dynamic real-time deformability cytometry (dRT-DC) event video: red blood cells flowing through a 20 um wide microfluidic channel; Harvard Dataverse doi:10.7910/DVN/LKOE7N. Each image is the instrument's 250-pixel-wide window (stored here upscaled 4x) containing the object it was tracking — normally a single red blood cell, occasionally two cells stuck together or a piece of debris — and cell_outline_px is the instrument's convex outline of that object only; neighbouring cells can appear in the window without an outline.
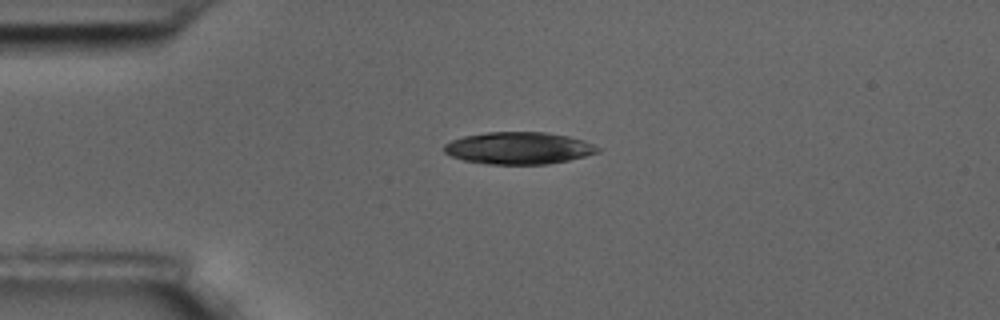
{"species": "common noctule bat (a hibernating species)", "species_latin": "Nyctalus noctula", "temperature_condition": "room temperature", "stored_images_in_passage": 45, "camera_frame_rate_fps": 3000, "um_per_image_px": 0.085, "animal": {"sex": "male", "body_mass_g": 17.5, "forearm_length_mm": 52.3}, "frame": {"image": 1, "passage_image": 1, "time_ms": 0.0, "image_size_px": [1000, 320], "cell_outline_px": [[604, 148], [600, 152], [568, 160], [548, 164], [492, 164], [464, 160], [452, 156], [444, 152], [444, 144], [452, 140], [464, 136], [488, 132], [544, 132], [568, 136], [584, 140]], "centroid_in_image_um": [44.14, 12.58], "position_along_channel_um": 40.9, "area_um2": 28.73}}